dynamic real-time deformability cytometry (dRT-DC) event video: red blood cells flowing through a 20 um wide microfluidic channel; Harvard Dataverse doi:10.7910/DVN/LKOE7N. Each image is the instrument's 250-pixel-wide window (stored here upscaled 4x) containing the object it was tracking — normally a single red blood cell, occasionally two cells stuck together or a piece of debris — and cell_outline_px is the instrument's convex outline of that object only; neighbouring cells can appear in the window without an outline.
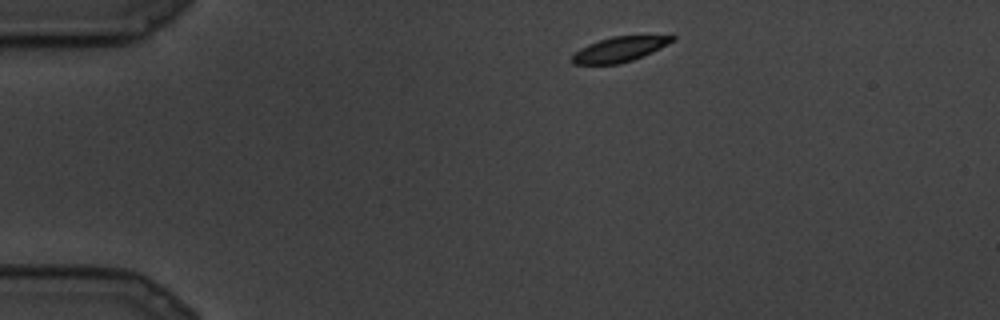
{"species": "common noctule bat (a hibernating species)", "species_latin": "Nyctalus noctula", "temperature_condition": "cold", "stored_images_in_passage": 7, "camera_frame_rate_fps": 3000, "um_per_image_px": 0.085, "animal": {"sex": "male", "body_mass_g": 19.5, "forearm_length_mm": 54.6}, "frame": {"image": 1, "passage_image": 1, "time_ms": 0.0, "image_size_px": [1000, 320], "cell_outline_px": [[676, 40], [652, 52], [632, 60], [620, 64], [572, 64], [572, 56], [580, 48], [588, 44], [612, 36], [672, 32], [676, 36]], "centroid_in_image_um": [52.83, 4.12], "position_along_channel_um": 32.2, "area_um2": 15.32}}
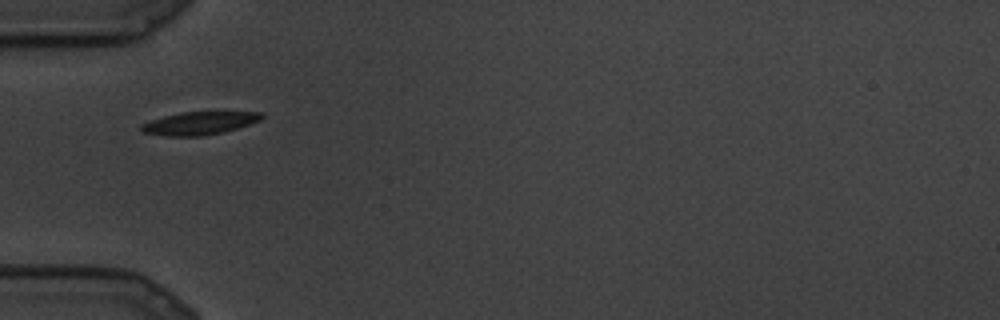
{"frame": {"image": 2, "passage_image": 4, "time_ms": 1.0, "image_size_px": [1000, 320], "cell_outline_px": [[264, 116], [260, 120], [236, 128], [204, 136], [168, 136], [144, 132], [140, 128], [140, 124], [164, 116], [180, 112], [220, 108], [264, 112]], "centroid_in_image_um": [17.07, 10.39], "position_along_channel_um": 67.9, "area_um2": 17.05}}
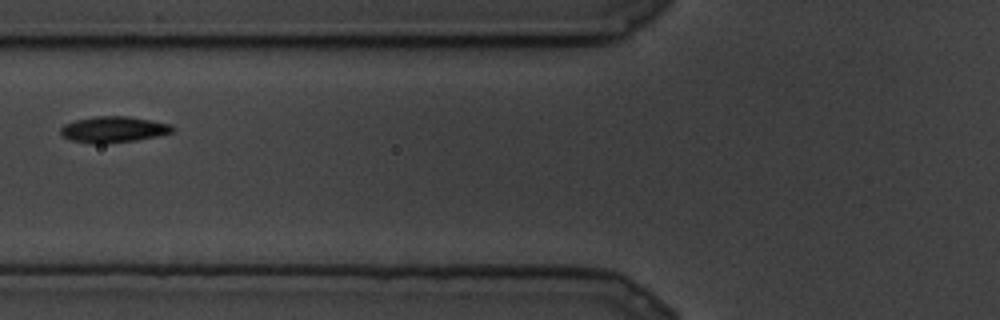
{"frame": {"image": 3, "passage_image": 6, "time_ms": 1.667, "image_size_px": [1000, 320], "cell_outline_px": [[176, 128], [172, 132], [156, 136], [136, 140], [104, 144], [92, 144], [72, 140], [64, 136], [60, 132], [60, 128], [64, 124], [76, 120], [96, 116], [128, 116], [152, 120], [172, 124]], "centroid_in_image_um": [9.67, 11.0], "position_along_channel_um": 116.1, "area_um2": 17.05}}